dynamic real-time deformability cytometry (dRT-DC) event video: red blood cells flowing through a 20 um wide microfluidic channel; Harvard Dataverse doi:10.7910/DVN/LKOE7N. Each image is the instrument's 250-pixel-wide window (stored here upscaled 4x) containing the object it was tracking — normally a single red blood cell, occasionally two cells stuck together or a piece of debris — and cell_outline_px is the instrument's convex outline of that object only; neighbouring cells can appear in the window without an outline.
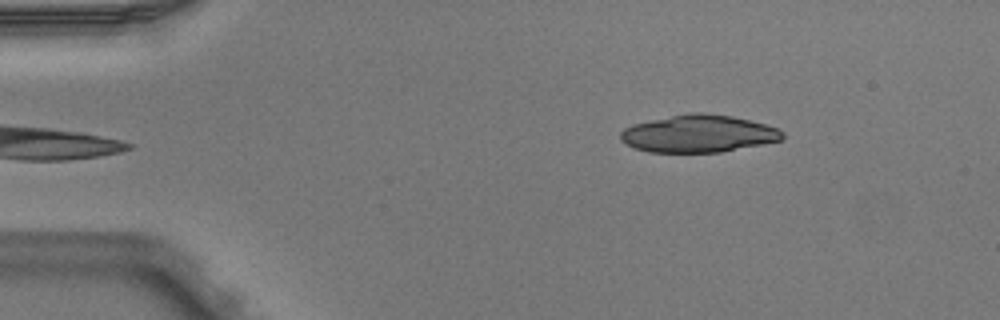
{"species": "Egyptian fruit bat (a non-hibernating species)", "species_latin": "Rousettus aegyptiacus", "temperature_condition": "warm", "stored_images_in_passage": 3, "camera_frame_rate_fps": 3000, "um_per_image_px": 0.085, "animal": {"sex": "male"}, "frame": {"image": 1, "passage_image": 3, "time_ms": 0.667, "image_size_px": [1000, 320], "cell_outline_px": [[784, 140], [720, 152], [648, 152], [636, 148], [620, 140], [620, 132], [624, 128], [632, 124], [688, 112], [704, 112], [732, 116], [780, 128], [784, 132]], "centroid_in_image_um": [59.39, 11.35], "position_along_channel_um": 25.6, "area_um2": 35.37}}